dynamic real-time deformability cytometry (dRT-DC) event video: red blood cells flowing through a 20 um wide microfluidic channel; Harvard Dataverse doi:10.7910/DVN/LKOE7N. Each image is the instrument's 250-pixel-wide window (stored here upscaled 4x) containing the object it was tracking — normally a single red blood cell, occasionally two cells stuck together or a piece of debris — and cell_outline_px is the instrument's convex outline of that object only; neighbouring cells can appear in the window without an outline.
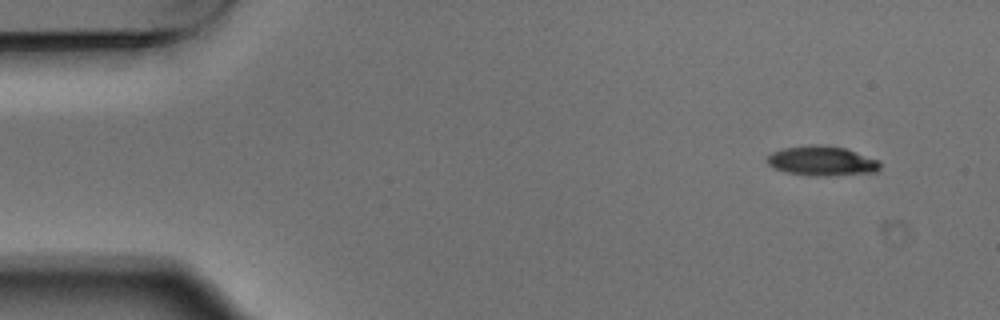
{"species": "Egyptian fruit bat (a non-hibernating species)", "species_latin": "Rousettus aegyptiacus", "temperature_condition": "warm", "stored_images_in_passage": 3, "camera_frame_rate_fps": 3000, "um_per_image_px": 0.085, "animal": {"sex": "male"}, "frame": {"image": 1, "passage_image": 1, "time_ms": 0.0, "image_size_px": [1000, 320], "cell_outline_px": [[880, 168], [876, 172], [828, 176], [808, 176], [784, 172], [768, 164], [764, 160], [772, 152], [784, 148], [844, 148], [880, 160]], "centroid_in_image_um": [69.88, 13.75], "position_along_channel_um": 15.1, "area_um2": 18.73}}
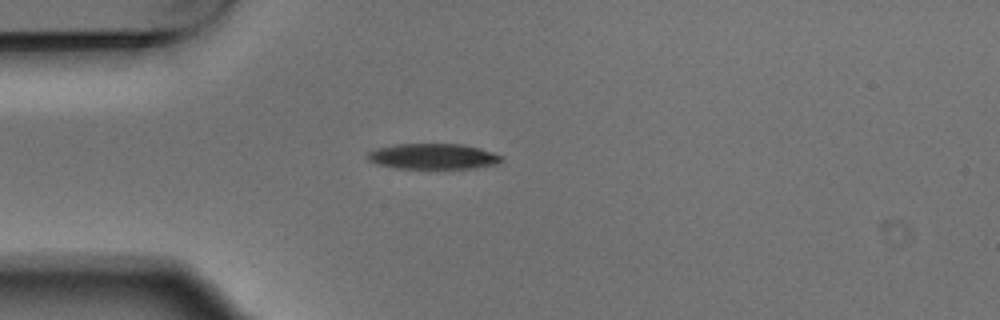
{"frame": {"image": 2, "passage_image": 3, "time_ms": 0.667, "image_size_px": [1000, 320], "cell_outline_px": [[504, 160], [496, 164], [472, 168], [396, 168], [376, 164], [368, 160], [368, 152], [376, 148], [396, 144], [464, 144], [480, 148], [504, 156]], "centroid_in_image_um": [36.83, 13.29], "position_along_channel_um": 48.2, "area_um2": 20.0}}